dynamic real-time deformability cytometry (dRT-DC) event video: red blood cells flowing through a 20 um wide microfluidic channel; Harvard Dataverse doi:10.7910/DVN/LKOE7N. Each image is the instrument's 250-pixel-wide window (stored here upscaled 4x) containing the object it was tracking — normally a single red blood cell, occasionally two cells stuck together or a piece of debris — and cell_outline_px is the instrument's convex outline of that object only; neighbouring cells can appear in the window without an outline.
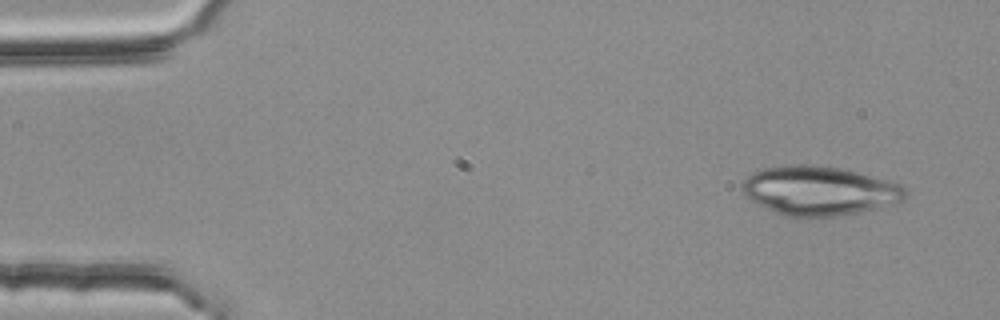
{"species": "common noctule bat (a hibernating species)", "species_latin": "Nyctalus noctula", "temperature_condition": "room temperature", "stored_images_in_passage": 3, "camera_frame_rate_fps": 3000, "um_per_image_px": 0.085, "animal": {"sex": "female", "body_mass_g": 25.1}, "frame": {"image": 1, "passage_image": 1, "time_ms": 0.0, "image_size_px": [1000, 320], "cell_outline_px": [[908, 192], [904, 200], [880, 208], [860, 212], [836, 216], [784, 216], [756, 204], [748, 200], [740, 188], [744, 180], [752, 172], [764, 168], [788, 164], [800, 164], [836, 168], [856, 172], [888, 180], [900, 184]], "centroid_in_image_um": [69.61, 16.22], "position_along_channel_um": 15.4, "area_um2": 46.7}}